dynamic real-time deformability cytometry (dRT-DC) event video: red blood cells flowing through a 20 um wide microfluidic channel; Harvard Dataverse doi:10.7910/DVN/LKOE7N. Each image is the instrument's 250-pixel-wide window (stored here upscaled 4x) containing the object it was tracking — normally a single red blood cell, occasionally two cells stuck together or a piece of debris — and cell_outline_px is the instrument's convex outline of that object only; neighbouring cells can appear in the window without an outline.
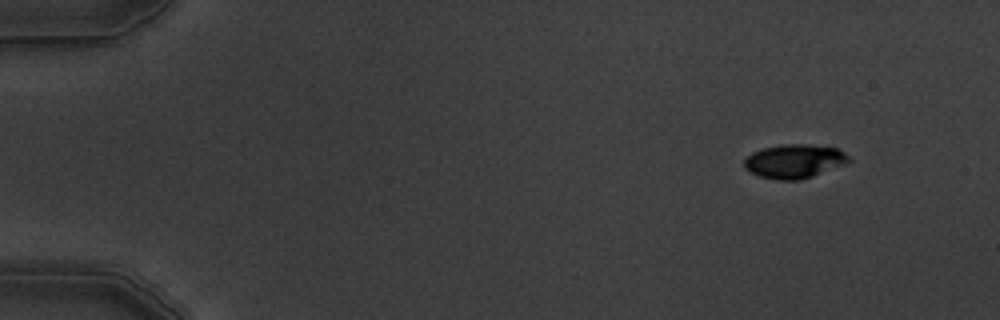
{"species": "common noctule bat (a hibernating species)", "species_latin": "Nyctalus noctula", "temperature_condition": "warm", "stored_images_in_passage": 6, "camera_frame_rate_fps": 3000, "um_per_image_px": 0.085, "animal": {"sex": "male", "body_mass_g": 19.5, "forearm_length_mm": 54.6}, "frame": {"image": 1, "passage_image": 1, "time_ms": 0.0, "image_size_px": [1000, 320], "cell_outline_px": [[852, 160], [844, 164], [812, 176], [800, 180], [776, 180], [760, 176], [744, 168], [744, 160], [752, 152], [764, 148], [780, 144], [808, 144], [840, 148]], "centroid_in_image_um": [67.53, 13.69], "position_along_channel_um": 17.5, "area_um2": 20.63}}
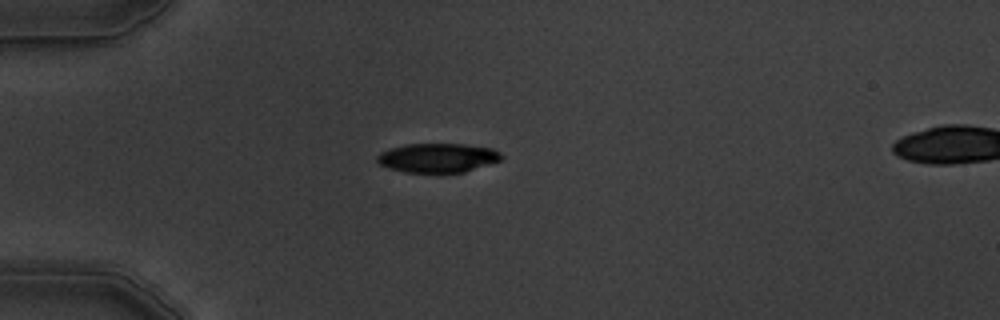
{"frame": {"image": 2, "passage_image": 3, "time_ms": 3.333, "image_size_px": [1000, 320], "cell_outline_px": [[504, 156], [500, 160], [464, 172], [404, 172], [380, 164], [376, 160], [376, 156], [380, 152], [388, 148], [404, 144], [464, 144], [492, 148], [500, 152]], "centroid_in_image_um": [37.19, 13.4], "position_along_channel_um": 47.8, "area_um2": 21.04}}